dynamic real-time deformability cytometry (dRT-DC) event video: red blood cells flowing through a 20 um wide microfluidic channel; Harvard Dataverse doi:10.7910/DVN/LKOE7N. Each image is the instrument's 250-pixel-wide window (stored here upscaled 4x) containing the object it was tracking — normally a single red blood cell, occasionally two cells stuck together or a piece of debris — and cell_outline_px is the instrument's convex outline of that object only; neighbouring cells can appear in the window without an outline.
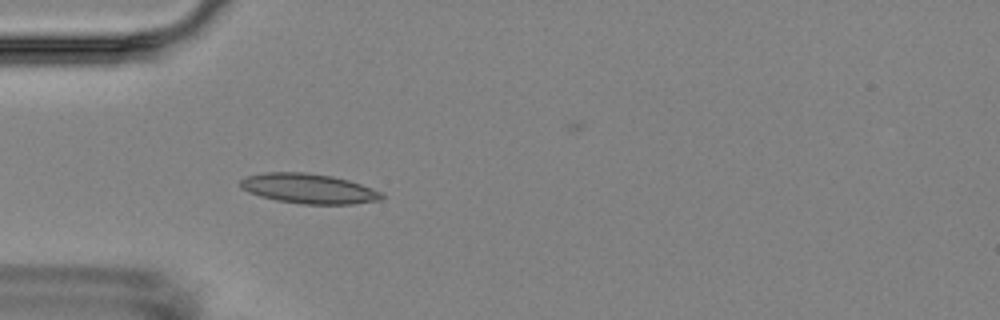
{"species": "Egyptian fruit bat (a non-hibernating species)", "species_latin": "Rousettus aegyptiacus", "temperature_condition": "room temperature", "stored_images_in_passage": 5, "camera_frame_rate_fps": 3000, "um_per_image_px": 0.085, "animal": {"sex": "female"}, "frame": {"image": 1, "passage_image": 5, "time_ms": 5.667, "image_size_px": [1000, 320], "cell_outline_px": [[384, 196], [380, 200], [352, 204], [300, 204], [276, 200], [260, 196], [248, 192], [240, 188], [240, 180], [244, 176], [264, 172], [304, 172], [332, 176], [348, 180], [384, 192]], "centroid_in_image_um": [26.21, 16.03], "position_along_channel_um": 58.8, "area_um2": 24.8}}